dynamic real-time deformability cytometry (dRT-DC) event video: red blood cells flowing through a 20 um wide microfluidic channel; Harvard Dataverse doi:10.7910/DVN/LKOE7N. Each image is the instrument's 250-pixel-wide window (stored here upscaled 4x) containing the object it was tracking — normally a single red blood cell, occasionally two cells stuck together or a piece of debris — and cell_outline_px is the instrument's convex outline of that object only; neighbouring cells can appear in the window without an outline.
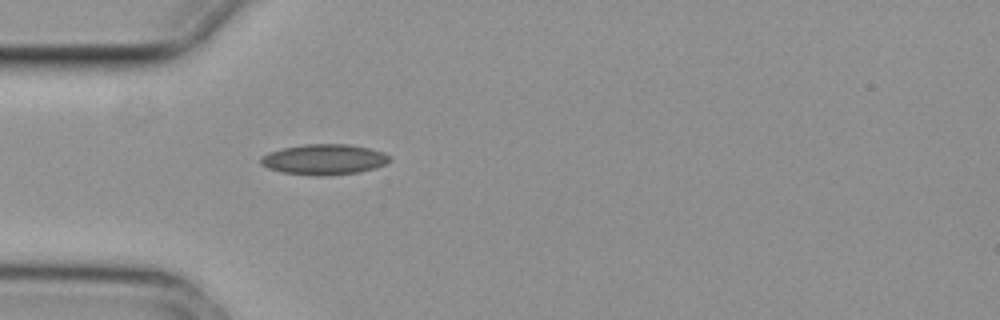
{"species": "common noctule bat (a hibernating species)", "species_latin": "Nyctalus noctula", "temperature_condition": "cold", "stored_images_in_passage": 1, "camera_frame_rate_fps": 3000, "um_per_image_px": 0.085, "animal": {"sex": "female", "body_mass_g": 29.2, "forearm_length_mm": 56.3}, "frame": {"image": 1, "passage_image": 1, "time_ms": 0.0, "image_size_px": [1000, 320], "cell_outline_px": [[392, 160], [376, 168], [360, 172], [324, 176], [320, 176], [284, 172], [268, 168], [260, 164], [260, 156], [268, 152], [284, 148], [304, 144], [348, 144], [368, 148], [384, 152], [392, 156]], "centroid_in_image_um": [27.58, 13.55], "position_along_channel_um": 57.4, "area_um2": 23.0}}